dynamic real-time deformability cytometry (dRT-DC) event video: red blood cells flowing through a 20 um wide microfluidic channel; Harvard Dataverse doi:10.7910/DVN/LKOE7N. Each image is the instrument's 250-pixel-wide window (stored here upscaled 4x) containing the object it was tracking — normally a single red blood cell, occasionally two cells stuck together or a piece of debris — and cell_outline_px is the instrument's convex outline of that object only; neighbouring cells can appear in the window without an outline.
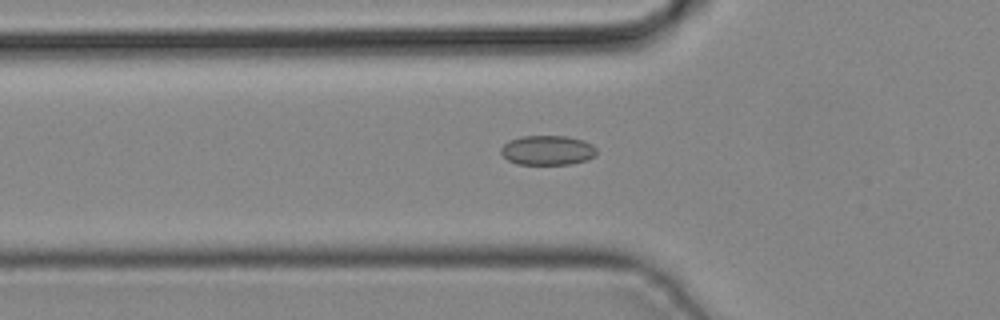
{"species": "common noctule bat (a hibernating species)", "species_latin": "Nyctalus noctula", "temperature_condition": "cold", "stored_images_in_passage": 33, "camera_frame_rate_fps": 3000, "um_per_image_px": 0.085, "animal": {"sex": "male", "body_mass_g": 19.2, "forearm_length_mm": 51.8}, "frame": {"image": 1, "passage_image": 14, "time_ms": 4.333, "image_size_px": [1000, 320], "cell_outline_px": [[596, 156], [588, 160], [572, 164], [516, 164], [508, 160], [500, 152], [500, 148], [508, 140], [520, 136], [568, 136], [584, 140], [592, 144], [596, 148]], "centroid_in_image_um": [46.55, 12.77], "position_along_channel_um": 79.3, "area_um2": 16.76}}
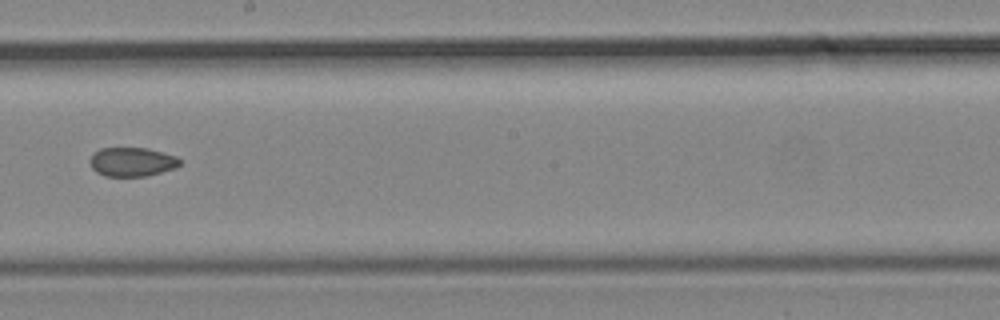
{"frame": {"image": 2, "passage_image": 24, "time_ms": 7.667, "image_size_px": [1000, 320], "cell_outline_px": [[180, 164], [176, 168], [144, 176], [104, 176], [96, 172], [92, 168], [88, 160], [100, 148], [148, 148], [176, 156], [180, 160]], "centroid_in_image_um": [11.21, 13.76], "position_along_channel_um": 237.0, "area_um2": 15.14}}
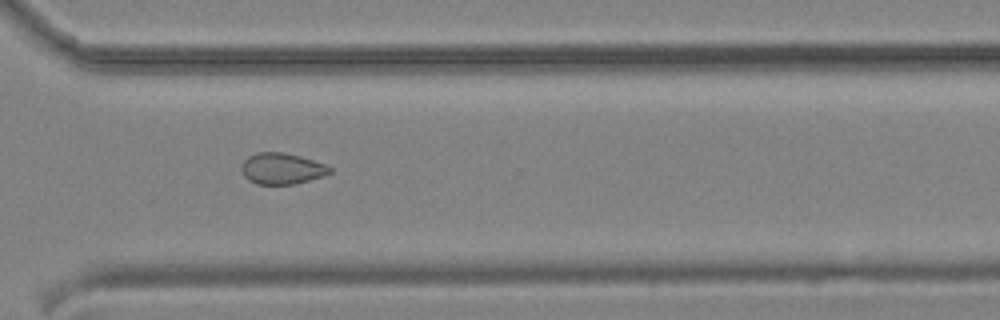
{"frame": {"image": 3, "passage_image": 31, "time_ms": 10.0, "image_size_px": [1000, 320], "cell_outline_px": [[332, 172], [324, 176], [292, 184], [256, 184], [248, 180], [244, 176], [240, 168], [244, 160], [248, 156], [256, 152], [284, 152], [300, 156], [324, 164], [332, 168]], "centroid_in_image_um": [23.93, 14.32], "position_along_channel_um": 346.7, "area_um2": 16.07}}